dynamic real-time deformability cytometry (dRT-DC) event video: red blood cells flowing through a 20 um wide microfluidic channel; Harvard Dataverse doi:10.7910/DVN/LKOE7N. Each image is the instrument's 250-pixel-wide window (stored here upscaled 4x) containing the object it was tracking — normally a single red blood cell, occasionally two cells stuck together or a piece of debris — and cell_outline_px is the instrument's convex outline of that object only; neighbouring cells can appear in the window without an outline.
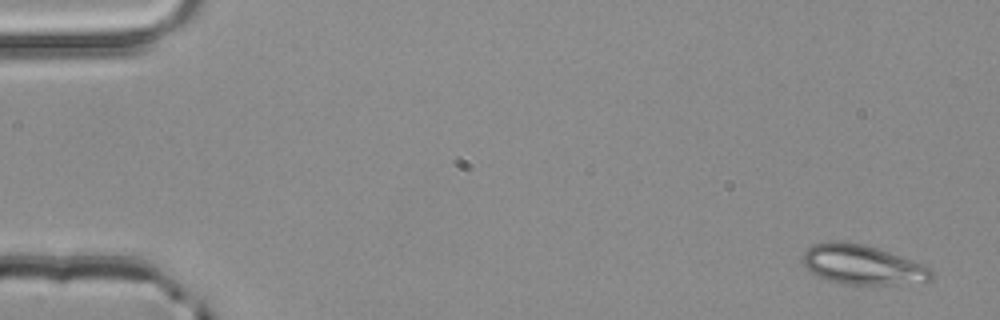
{"species": "common noctule bat (a hibernating species)", "species_latin": "Nyctalus noctula", "temperature_condition": "room temperature", "stored_images_in_passage": 4, "camera_frame_rate_fps": 3000, "um_per_image_px": 0.085, "animal": {"sex": "male", "body_mass_g": 20.4}, "frame": {"image": 1, "passage_image": 1, "time_ms": 0.0, "image_size_px": [1000, 320], "cell_outline_px": [[936, 272], [932, 280], [924, 284], [840, 284], [828, 280], [812, 272], [804, 264], [800, 256], [812, 244], [828, 240], [840, 240], [864, 244], [924, 264], [932, 268]], "centroid_in_image_um": [73.37, 22.5], "position_along_channel_um": 11.6, "area_um2": 30.29}}